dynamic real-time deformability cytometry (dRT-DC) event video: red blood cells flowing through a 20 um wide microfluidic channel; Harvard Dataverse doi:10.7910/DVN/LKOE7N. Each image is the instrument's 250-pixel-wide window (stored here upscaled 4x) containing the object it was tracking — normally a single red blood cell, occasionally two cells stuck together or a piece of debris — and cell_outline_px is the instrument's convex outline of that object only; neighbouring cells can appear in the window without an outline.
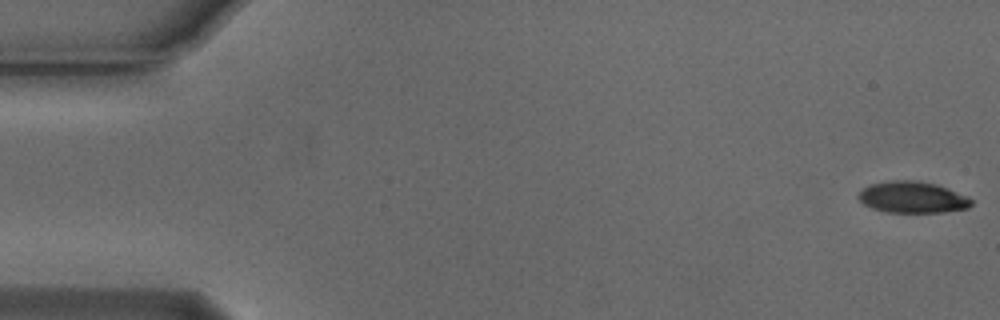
{"species": "Egyptian fruit bat (a non-hibernating species)", "species_latin": "Rousettus aegyptiacus", "temperature_condition": "cold", "stored_images_in_passage": 40, "camera_frame_rate_fps": 3000, "um_per_image_px": 0.085, "animal": {"sex": "male"}, "frame": {"image": 1, "passage_image": 1, "time_ms": 0.0, "image_size_px": [1000, 320], "cell_outline_px": [[972, 204], [968, 208], [944, 212], [888, 212], [872, 208], [864, 204], [856, 196], [864, 188], [872, 184], [892, 180], [916, 180], [936, 184], [948, 188], [968, 196], [972, 200]], "centroid_in_image_um": [77.58, 16.76], "position_along_channel_um": 7.4, "area_um2": 20.63}}
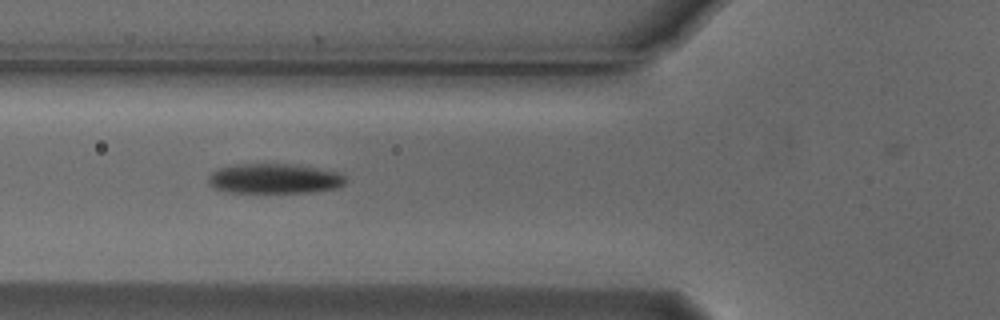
{"frame": {"image": 2, "passage_image": 20, "time_ms": 6.333, "image_size_px": [1000, 320], "cell_outline_px": [[348, 180], [344, 184], [336, 188], [312, 192], [228, 192], [212, 188], [208, 184], [208, 176], [216, 168], [240, 164], [288, 164], [316, 168], [336, 172], [344, 176]], "centroid_in_image_um": [23.27, 15.19], "position_along_channel_um": 102.5, "area_um2": 23.87}}
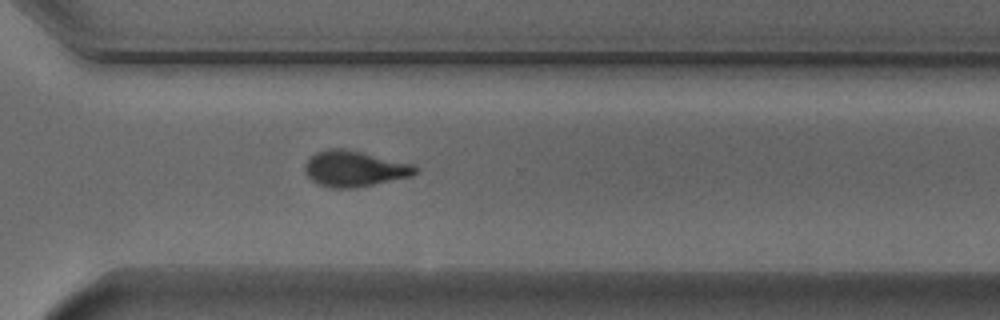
{"frame": {"image": 3, "passage_image": 39, "time_ms": 12.667, "image_size_px": [1000, 320], "cell_outline_px": [[420, 168], [412, 176], [356, 188], [332, 188], [320, 184], [312, 180], [308, 176], [304, 168], [304, 164], [316, 152], [328, 148], [340, 148], [360, 152], [416, 164]], "centroid_in_image_um": [30.17, 14.34], "position_along_channel_um": 340.4, "area_um2": 23.0}}